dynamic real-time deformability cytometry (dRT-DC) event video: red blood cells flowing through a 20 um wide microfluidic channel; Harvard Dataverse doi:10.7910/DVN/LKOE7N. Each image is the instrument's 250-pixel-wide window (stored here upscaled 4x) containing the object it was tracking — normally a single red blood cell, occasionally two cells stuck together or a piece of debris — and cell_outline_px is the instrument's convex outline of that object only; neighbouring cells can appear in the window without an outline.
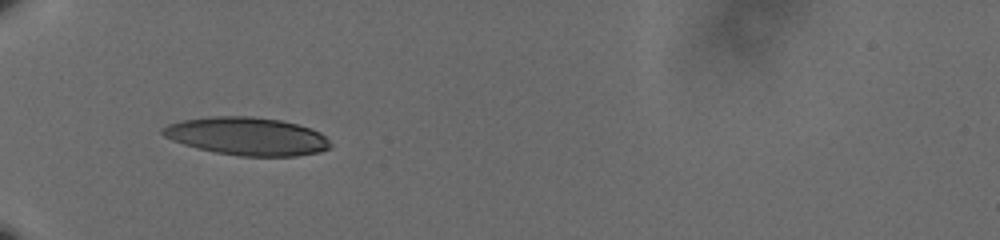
{"species": "human", "species_latin": "Homo sapiens", "temperature_condition": "cold", "stored_images_in_passage": 38, "camera_frame_rate_fps": 3000, "um_per_image_px": 0.085, "donor": {"sex": "male"}, "frame": {"image": 1, "passage_image": 1, "time_ms": 0.0, "image_size_px": [1000, 240], "cell_outline_px": [[332, 144], [328, 148], [320, 152], [296, 156], [240, 156], [216, 152], [184, 144], [172, 140], [164, 136], [160, 132], [160, 128], [168, 124], [184, 120], [212, 116], [252, 116], [280, 120], [296, 124], [320, 132]], "centroid_in_image_um": [20.99, 11.58], "position_along_channel_um": 64.0, "area_um2": 36.88}}
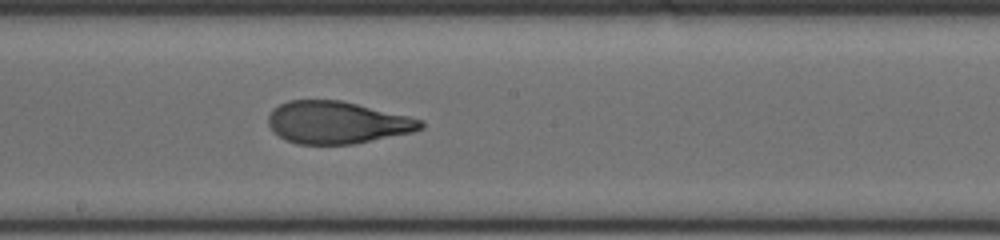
{"frame": {"image": 2, "passage_image": 15, "time_ms": 4.667, "image_size_px": [1000, 240], "cell_outline_px": [[424, 128], [412, 132], [352, 144], [296, 144], [284, 140], [268, 124], [268, 116], [272, 108], [288, 100], [340, 100], [408, 116], [424, 120]], "centroid_in_image_um": [28.64, 10.41], "position_along_channel_um": 219.6, "area_um2": 37.4}}
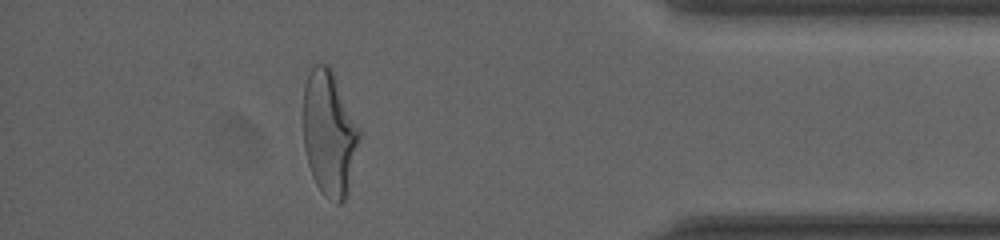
{"frame": {"image": 3, "passage_image": 33, "time_ms": 10.667, "image_size_px": [1000, 240], "cell_outline_px": [[360, 136], [344, 200], [340, 204], [336, 204], [324, 196], [316, 184], [312, 176], [308, 164], [304, 148], [304, 84], [312, 68], [316, 64], [328, 64], [332, 68], [360, 132]], "centroid_in_image_um": [27.95, 11.32], "position_along_channel_um": 407.2, "area_um2": 40.11}, "authors_computed_cell_mechanics": {"area_um2": 38.3503, "velocity_mm_per_s": 3.6055, "shape_relaxation_time_tau1_ms": 5.0654, "shape_relaxation_time_tau2_ms": 1.2787, "deformation_change_tau1": 0.2155, "deformation_change_tau2": 0.0869}}